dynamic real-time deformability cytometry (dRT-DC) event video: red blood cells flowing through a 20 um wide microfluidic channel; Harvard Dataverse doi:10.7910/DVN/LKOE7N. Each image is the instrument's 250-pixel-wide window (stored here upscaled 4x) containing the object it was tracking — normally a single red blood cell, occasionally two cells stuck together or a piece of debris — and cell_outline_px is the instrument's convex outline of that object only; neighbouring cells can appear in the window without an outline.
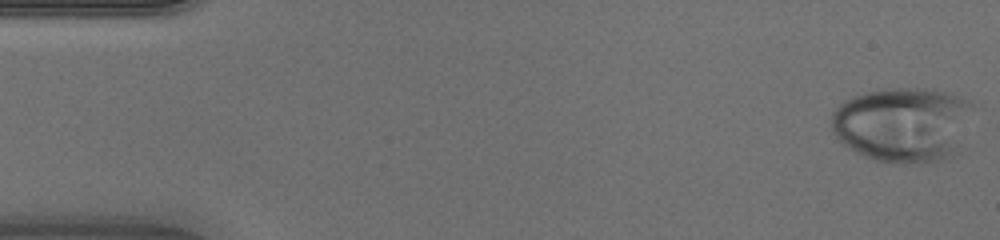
{"species": "human", "species_latin": "Homo sapiens", "temperature_condition": "warm", "stored_images_in_passage": 46, "camera_frame_rate_fps": 3000, "um_per_image_px": 0.085, "donor": {"sex": "male"}, "frame": {"image": 1, "passage_image": 1, "time_ms": 0.0, "image_size_px": [1000, 240], "cell_outline_px": [[972, 108], [956, 152], [952, 156], [940, 160], [920, 164], [896, 164], [872, 160], [848, 148], [832, 132], [832, 112], [844, 100], [852, 96], [864, 92], [888, 88], [932, 88], [968, 100], [972, 104]], "centroid_in_image_um": [76.69, 10.59], "position_along_channel_um": 8.3, "area_um2": 62.02}}
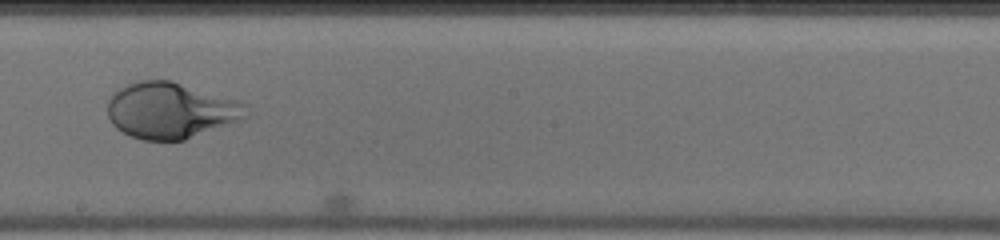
{"frame": {"image": 2, "passage_image": 26, "time_ms": 8.333, "image_size_px": [1000, 240], "cell_outline_px": [[248, 116], [184, 140], [144, 140], [132, 136], [116, 128], [112, 124], [108, 116], [108, 100], [116, 88], [140, 80], [172, 80], [236, 100], [248, 104]], "centroid_in_image_um": [14.48, 9.37], "position_along_channel_um": 233.7, "area_um2": 45.03}}
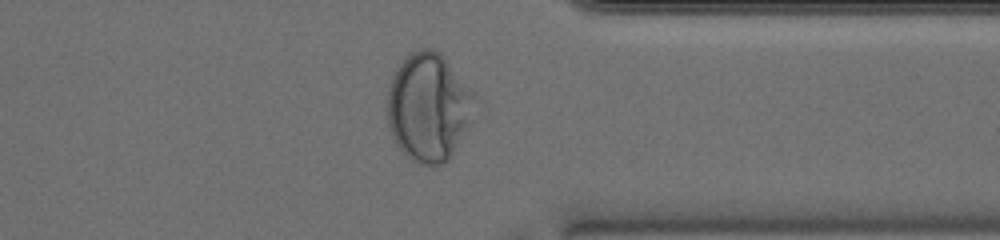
{"frame": {"image": 3, "passage_image": 36, "time_ms": 11.667, "image_size_px": [1000, 240], "cell_outline_px": [[472, 96], [468, 124], [448, 160], [444, 164], [432, 168], [420, 164], [412, 160], [396, 144], [392, 136], [388, 124], [388, 84], [396, 68], [412, 52], [420, 48], [432, 48], [440, 52], [472, 92]], "centroid_in_image_um": [36.36, 9.13], "position_along_channel_um": 375.0, "area_um2": 53.99}}